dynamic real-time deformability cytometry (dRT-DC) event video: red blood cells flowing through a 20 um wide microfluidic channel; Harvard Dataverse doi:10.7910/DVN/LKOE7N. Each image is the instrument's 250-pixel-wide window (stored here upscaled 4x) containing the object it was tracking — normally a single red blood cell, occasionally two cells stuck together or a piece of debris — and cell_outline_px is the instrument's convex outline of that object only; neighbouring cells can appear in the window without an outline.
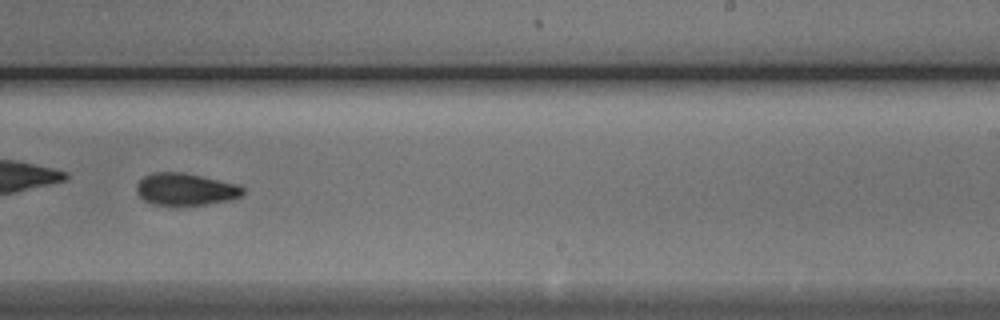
{"species": "Egyptian fruit bat (a non-hibernating species)", "species_latin": "Rousettus aegyptiacus", "temperature_condition": "cold", "stored_images_in_passage": 44, "camera_frame_rate_fps": 3000, "um_per_image_px": 0.085, "animal": {"sex": "male"}, "frame": {"image": 1, "passage_image": 26, "time_ms": 8.333, "image_size_px": [1000, 320], "cell_outline_px": [[244, 196], [232, 200], [208, 204], [176, 208], [172, 208], [152, 204], [144, 200], [136, 192], [136, 184], [144, 176], [152, 172], [184, 172], [240, 184], [244, 188]], "centroid_in_image_um": [15.79, 16.13], "position_along_channel_um": 273.2, "area_um2": 20.98}}
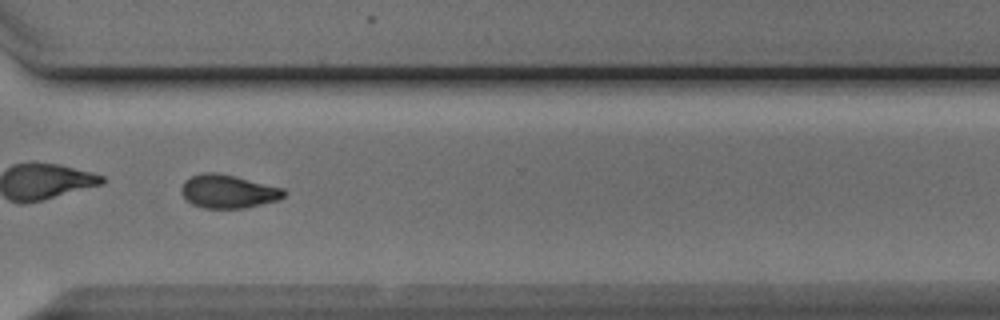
{"frame": {"image": 2, "passage_image": 32, "time_ms": 10.333, "image_size_px": [1000, 320], "cell_outline_px": [[288, 192], [280, 200], [244, 208], [204, 208], [192, 204], [180, 192], [180, 188], [184, 180], [192, 176], [204, 172], [216, 172], [236, 176], [284, 188]], "centroid_in_image_um": [19.41, 16.26], "position_along_channel_um": 351.2, "area_um2": 20.17}, "authors_computed_cell_mechanics": {"area_um2": 20.5768, "velocity_mm_per_s": 3.8938, "shape_relaxation_time_tau1_ms": 3.6929, "shape_relaxation_time_tau2_ms": 5.1922, "deformation_change_tau1": 0.1199, "deformation_change_tau2": 0.0952}}